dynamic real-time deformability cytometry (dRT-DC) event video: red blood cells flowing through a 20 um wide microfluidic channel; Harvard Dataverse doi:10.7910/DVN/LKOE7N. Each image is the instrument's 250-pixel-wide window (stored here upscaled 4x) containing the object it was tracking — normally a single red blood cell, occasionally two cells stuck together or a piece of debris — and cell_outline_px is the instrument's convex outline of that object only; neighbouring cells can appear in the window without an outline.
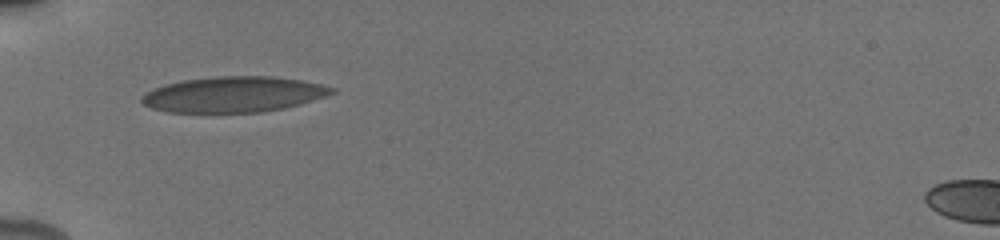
{"species": "human", "species_latin": "Homo sapiens", "temperature_condition": "cold", "stored_images_in_passage": 44, "camera_frame_rate_fps": 3000, "um_per_image_px": 0.085, "donor": {"sex": "male"}, "frame": {"image": 1, "passage_image": 1, "time_ms": 0.0, "image_size_px": [1000, 240], "cell_outline_px": [[336, 92], [300, 104], [284, 108], [260, 112], [168, 112], [152, 108], [144, 104], [140, 100], [140, 96], [144, 92], [152, 88], [164, 84], [184, 80], [216, 76], [276, 76], [300, 80], [320, 84], [336, 88]], "centroid_in_image_um": [19.82, 8.02], "position_along_channel_um": 65.2, "area_um2": 39.54}}
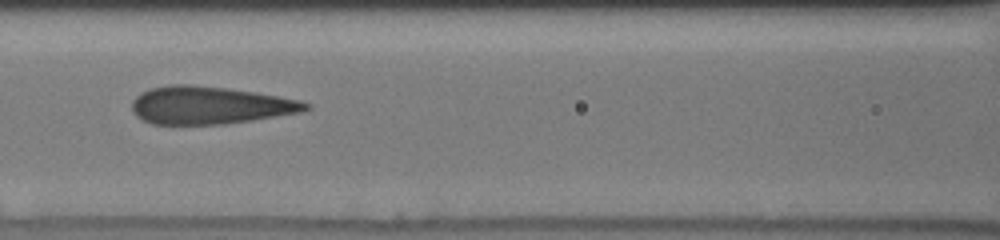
{"frame": {"image": 2, "passage_image": 11, "time_ms": 2.333, "image_size_px": [1000, 240], "cell_outline_px": [[312, 108], [304, 112], [252, 120], [224, 124], [152, 124], [136, 116], [132, 112], [132, 100], [140, 92], [152, 88], [172, 84], [188, 84], [224, 88], [256, 92], [300, 100], [312, 104]], "centroid_in_image_um": [17.86, 8.95], "position_along_channel_um": 148.7, "area_um2": 38.26}}
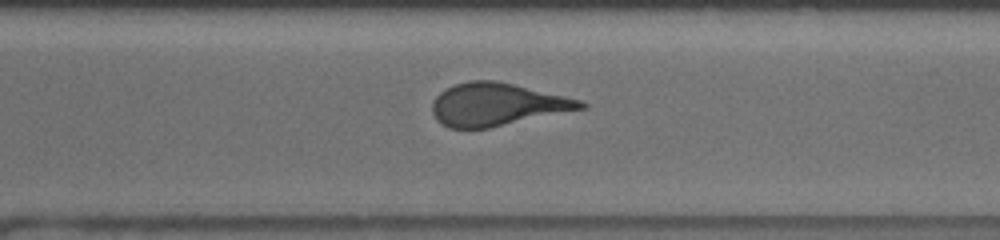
{"frame": {"image": 3, "passage_image": 26, "time_ms": 7.0, "image_size_px": [1000, 240], "cell_outline_px": [[588, 108], [488, 128], [448, 128], [436, 120], [432, 112], [432, 100], [440, 92], [456, 84], [472, 80], [496, 80], [580, 100], [588, 104]], "centroid_in_image_um": [42.23, 8.89], "position_along_channel_um": 328.4, "area_um2": 36.76}, "authors_computed_cell_mechanics": {"area_um2": 37.57, "velocity_mm_per_s": 3.8737, "shape_relaxation_time_tau1_ms": 5.4955, "shape_relaxation_time_tau2_ms": 0.9529, "deformation_change_tau1": 0.1991, "deformation_change_tau2": 0.1101}}